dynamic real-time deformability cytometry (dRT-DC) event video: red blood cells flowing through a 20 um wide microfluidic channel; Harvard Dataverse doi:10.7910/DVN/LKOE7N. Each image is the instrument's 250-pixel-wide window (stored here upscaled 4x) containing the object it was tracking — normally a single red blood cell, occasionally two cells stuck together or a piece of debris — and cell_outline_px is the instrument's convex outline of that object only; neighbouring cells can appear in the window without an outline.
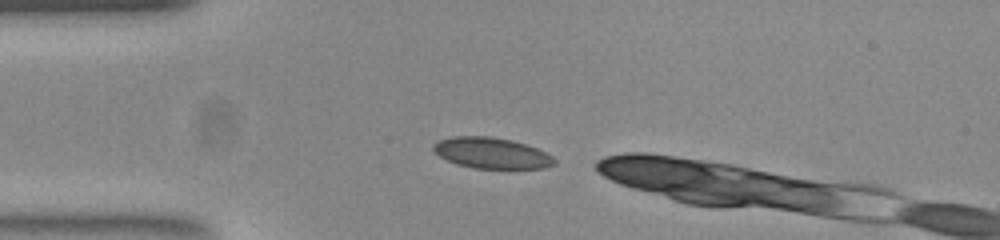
{"species": "common noctule bat (a hibernating species)", "species_latin": "Nyctalus noctula", "temperature_condition": "room temperature", "stored_images_in_passage": 11, "camera_frame_rate_fps": 3000, "um_per_image_px": 0.085, "animal": {"sex": "female", "body_mass_g": 23.0, "forearm_length_mm": 53.4}, "frame": {"image": 1, "passage_image": 2, "time_ms": 0.333, "image_size_px": [1000, 240], "cell_outline_px": [[556, 164], [544, 168], [472, 168], [456, 164], [440, 156], [432, 148], [432, 144], [436, 140], [452, 136], [488, 136], [512, 140], [536, 148], [552, 156], [556, 160]], "centroid_in_image_um": [41.75, 13.0], "position_along_channel_um": 43.3, "area_um2": 21.79}}
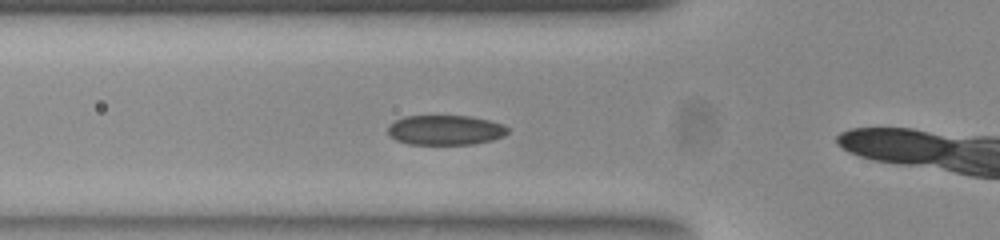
{"frame": {"image": 2, "passage_image": 7, "time_ms": 2.0, "image_size_px": [1000, 240], "cell_outline_px": [[508, 132], [504, 136], [492, 140], [472, 144], [408, 144], [396, 140], [388, 132], [388, 128], [396, 120], [404, 116], [468, 116], [488, 120], [504, 124], [508, 128]], "centroid_in_image_um": [37.88, 11.05], "position_along_channel_um": 87.9, "area_um2": 20.69}}
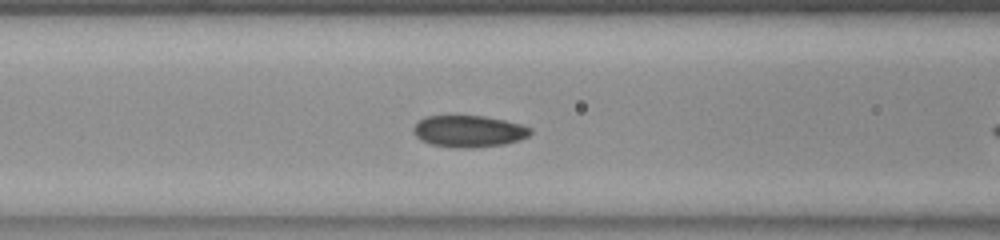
{"frame": {"image": 3, "passage_image": 10, "time_ms": 3.0, "image_size_px": [1000, 240], "cell_outline_px": [[532, 132], [528, 136], [504, 144], [432, 144], [420, 140], [416, 136], [412, 128], [424, 116], [452, 112], [484, 116], [504, 120], [520, 124], [532, 128]], "centroid_in_image_um": [39.79, 11.02], "position_along_channel_um": 126.8, "area_um2": 21.1}}